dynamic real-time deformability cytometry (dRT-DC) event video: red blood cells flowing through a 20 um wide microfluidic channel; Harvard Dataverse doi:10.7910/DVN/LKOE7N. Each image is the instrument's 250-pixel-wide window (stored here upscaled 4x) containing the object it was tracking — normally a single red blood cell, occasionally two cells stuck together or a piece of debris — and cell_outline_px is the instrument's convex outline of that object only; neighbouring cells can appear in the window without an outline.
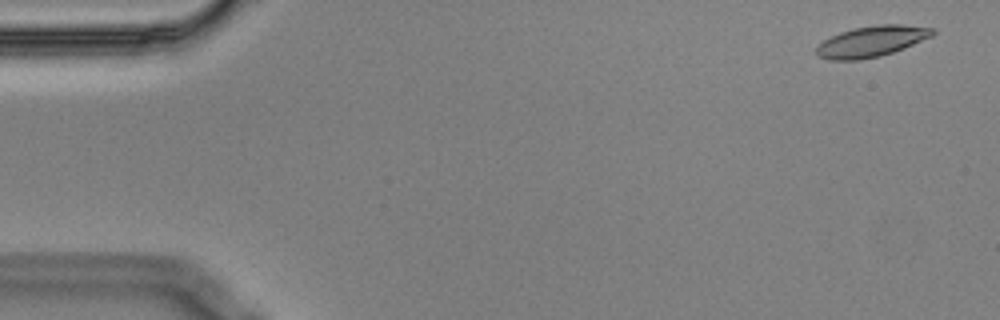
{"species": "Egyptian fruit bat (a non-hibernating species)", "species_latin": "Rousettus aegyptiacus", "temperature_condition": "cold", "stored_images_in_passage": 13, "camera_frame_rate_fps": 3000, "um_per_image_px": 0.085, "animal": {"sex": "male"}, "frame": {"image": 1, "passage_image": 2, "time_ms": 0.333, "image_size_px": [1000, 320], "cell_outline_px": [[936, 32], [932, 36], [904, 48], [880, 56], [860, 60], [828, 60], [820, 56], [816, 52], [816, 48], [824, 40], [840, 32], [852, 28], [876, 24], [900, 24], [932, 28]], "centroid_in_image_um": [74.08, 3.51], "position_along_channel_um": 10.9, "area_um2": 20.81}}